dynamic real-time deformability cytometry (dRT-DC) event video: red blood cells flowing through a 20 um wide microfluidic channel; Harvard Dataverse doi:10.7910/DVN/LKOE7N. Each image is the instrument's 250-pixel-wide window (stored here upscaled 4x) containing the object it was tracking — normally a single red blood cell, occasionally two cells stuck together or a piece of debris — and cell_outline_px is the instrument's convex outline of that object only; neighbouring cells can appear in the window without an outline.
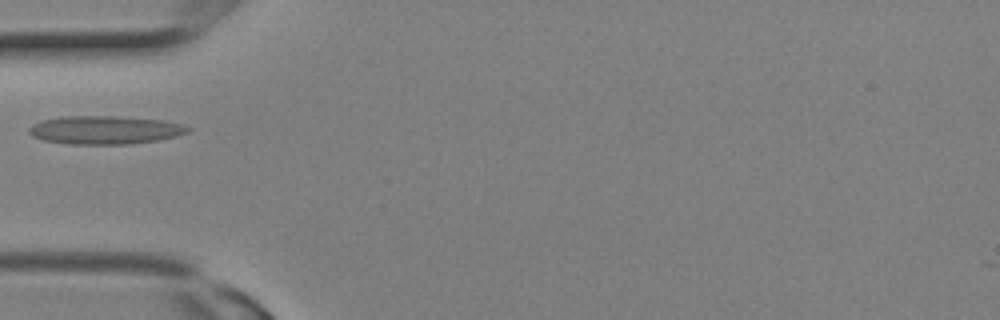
{"species": "Egyptian fruit bat (a non-hibernating species)", "species_latin": "Rousettus aegyptiacus", "temperature_condition": "room temperature", "stored_images_in_passage": 8, "camera_frame_rate_fps": 3000, "um_per_image_px": 0.085, "animal": {"sex": "female"}, "frame": {"image": 1, "passage_image": 4, "time_ms": 1.0, "image_size_px": [1000, 320], "cell_outline_px": [[192, 128], [188, 132], [176, 136], [160, 140], [128, 144], [68, 144], [44, 140], [32, 136], [28, 132], [28, 128], [32, 124], [40, 120], [60, 116], [120, 116], [164, 120], [184, 124]], "centroid_in_image_um": [8.93, 11.04], "position_along_channel_um": 76.1, "area_um2": 26.59}}
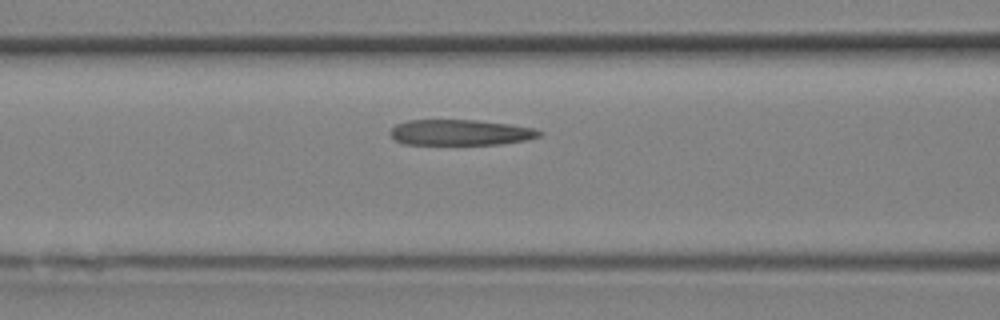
{"frame": {"image": 2, "passage_image": 6, "time_ms": 1.667, "image_size_px": [1000, 320], "cell_outline_px": [[544, 132], [540, 136], [528, 140], [500, 144], [404, 144], [396, 140], [388, 132], [396, 124], [408, 120], [476, 120], [508, 124], [536, 128]], "centroid_in_image_um": [39.16, 11.26], "position_along_channel_um": 127.4, "area_um2": 22.37}}
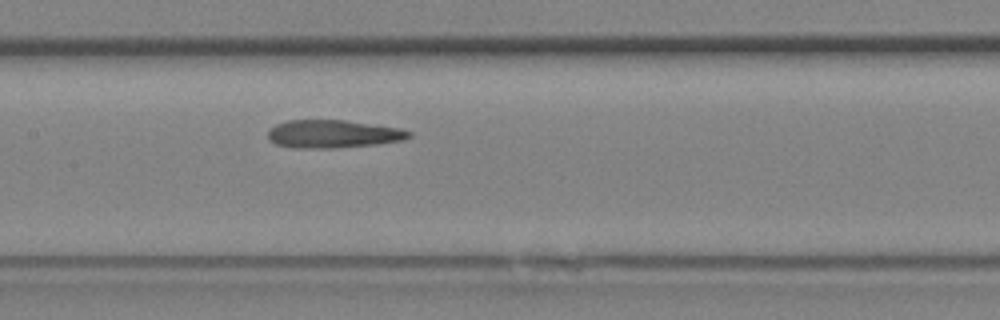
{"frame": {"image": 3, "passage_image": 8, "time_ms": 2.333, "image_size_px": [1000, 320], "cell_outline_px": [[412, 136], [404, 140], [380, 144], [336, 148], [296, 148], [276, 144], [268, 140], [268, 128], [276, 124], [288, 120], [344, 120], [400, 128], [412, 132]], "centroid_in_image_um": [28.31, 11.39], "position_along_channel_um": 179.1, "area_um2": 23.24}}